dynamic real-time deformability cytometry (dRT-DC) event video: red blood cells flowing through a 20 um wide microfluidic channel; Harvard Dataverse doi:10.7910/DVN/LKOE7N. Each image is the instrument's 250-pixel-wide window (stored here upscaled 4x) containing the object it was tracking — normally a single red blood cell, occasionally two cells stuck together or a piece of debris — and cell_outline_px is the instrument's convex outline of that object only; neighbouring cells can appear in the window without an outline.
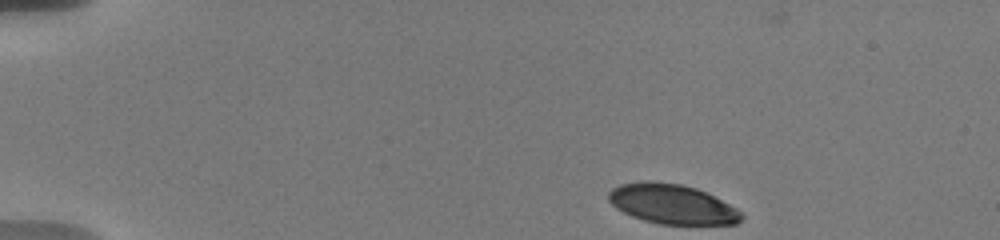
{"species": "human", "species_latin": "Homo sapiens", "temperature_condition": "warm", "stored_images_in_passage": 11, "camera_frame_rate_fps": 3000, "um_per_image_px": 0.085, "donor": {"sex": "male"}, "frame": {"image": 1, "passage_image": 1, "time_ms": 0.0, "image_size_px": [1000, 240], "cell_outline_px": [[744, 216], [736, 224], [660, 224], [644, 220], [632, 216], [616, 208], [608, 200], [608, 192], [612, 188], [620, 184], [644, 180], [648, 180], [680, 184], [696, 188], [736, 208]], "centroid_in_image_um": [57.08, 17.34], "position_along_channel_um": 27.9, "area_um2": 30.52}}
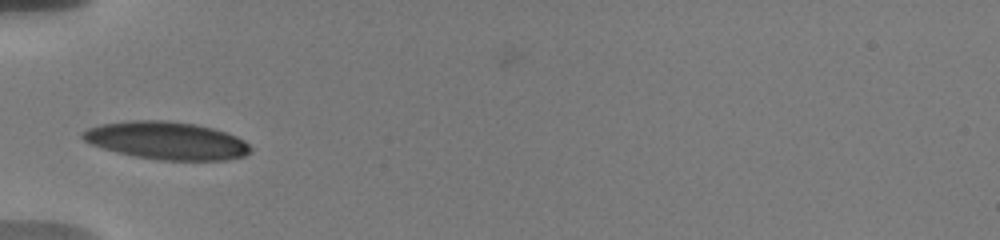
{"frame": {"image": 2, "passage_image": 8, "time_ms": 3.667, "image_size_px": [1000, 240], "cell_outline_px": [[252, 152], [244, 156], [224, 160], [160, 160], [136, 156], [104, 148], [92, 144], [84, 140], [80, 136], [88, 128], [100, 124], [132, 120], [168, 120], [196, 124], [212, 128], [236, 136], [244, 140], [252, 148]], "centroid_in_image_um": [14.19, 11.94], "position_along_channel_um": 70.8, "area_um2": 36.7}}
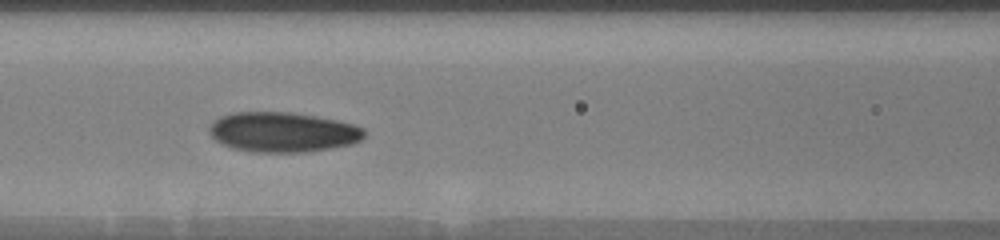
{"frame": {"image": 3, "passage_image": 10, "time_ms": 5.667, "image_size_px": [1000, 240], "cell_outline_px": [[364, 136], [360, 140], [352, 144], [332, 148], [308, 152], [252, 152], [232, 148], [216, 140], [208, 132], [208, 128], [220, 116], [232, 112], [288, 112], [316, 116], [336, 120], [352, 124], [364, 128]], "centroid_in_image_um": [24.03, 11.23], "position_along_channel_um": 142.6, "area_um2": 36.07}}